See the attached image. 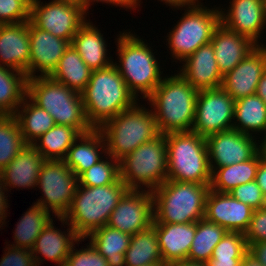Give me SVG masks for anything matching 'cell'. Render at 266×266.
<instances>
[{
    "instance_id": "cell-1",
    "label": "cell",
    "mask_w": 266,
    "mask_h": 266,
    "mask_svg": "<svg viewBox=\"0 0 266 266\" xmlns=\"http://www.w3.org/2000/svg\"><path fill=\"white\" fill-rule=\"evenodd\" d=\"M198 92L180 73L163 76L147 98L160 134L192 131Z\"/></svg>"
},
{
    "instance_id": "cell-2",
    "label": "cell",
    "mask_w": 266,
    "mask_h": 266,
    "mask_svg": "<svg viewBox=\"0 0 266 266\" xmlns=\"http://www.w3.org/2000/svg\"><path fill=\"white\" fill-rule=\"evenodd\" d=\"M81 96L86 119L94 129L138 103L114 64L92 71Z\"/></svg>"
},
{
    "instance_id": "cell-3",
    "label": "cell",
    "mask_w": 266,
    "mask_h": 266,
    "mask_svg": "<svg viewBox=\"0 0 266 266\" xmlns=\"http://www.w3.org/2000/svg\"><path fill=\"white\" fill-rule=\"evenodd\" d=\"M128 190L121 179L105 186L78 185L63 218L80 238H86L93 231L108 224L111 213Z\"/></svg>"
},
{
    "instance_id": "cell-4",
    "label": "cell",
    "mask_w": 266,
    "mask_h": 266,
    "mask_svg": "<svg viewBox=\"0 0 266 266\" xmlns=\"http://www.w3.org/2000/svg\"><path fill=\"white\" fill-rule=\"evenodd\" d=\"M117 37L119 63L113 64L136 99H140L139 94L147 99L163 79V71L160 70L155 52L143 39L130 31L120 32Z\"/></svg>"
},
{
    "instance_id": "cell-5",
    "label": "cell",
    "mask_w": 266,
    "mask_h": 266,
    "mask_svg": "<svg viewBox=\"0 0 266 266\" xmlns=\"http://www.w3.org/2000/svg\"><path fill=\"white\" fill-rule=\"evenodd\" d=\"M27 97L46 110L55 124L76 128L81 134L93 128L86 119L81 93L55 81L50 76L27 79Z\"/></svg>"
},
{
    "instance_id": "cell-6",
    "label": "cell",
    "mask_w": 266,
    "mask_h": 266,
    "mask_svg": "<svg viewBox=\"0 0 266 266\" xmlns=\"http://www.w3.org/2000/svg\"><path fill=\"white\" fill-rule=\"evenodd\" d=\"M164 135L168 159L167 180L210 185L212 172L206 138L192 131Z\"/></svg>"
},
{
    "instance_id": "cell-7",
    "label": "cell",
    "mask_w": 266,
    "mask_h": 266,
    "mask_svg": "<svg viewBox=\"0 0 266 266\" xmlns=\"http://www.w3.org/2000/svg\"><path fill=\"white\" fill-rule=\"evenodd\" d=\"M99 130L105 139L106 154L117 161L160 134L152 109L137 103L108 120Z\"/></svg>"
},
{
    "instance_id": "cell-8",
    "label": "cell",
    "mask_w": 266,
    "mask_h": 266,
    "mask_svg": "<svg viewBox=\"0 0 266 266\" xmlns=\"http://www.w3.org/2000/svg\"><path fill=\"white\" fill-rule=\"evenodd\" d=\"M210 185L166 180L152 191L153 223H192L204 218Z\"/></svg>"
},
{
    "instance_id": "cell-9",
    "label": "cell",
    "mask_w": 266,
    "mask_h": 266,
    "mask_svg": "<svg viewBox=\"0 0 266 266\" xmlns=\"http://www.w3.org/2000/svg\"><path fill=\"white\" fill-rule=\"evenodd\" d=\"M120 179L129 190L153 191L167 180L168 159L164 134L141 144L119 161ZM143 187H142V186Z\"/></svg>"
},
{
    "instance_id": "cell-10",
    "label": "cell",
    "mask_w": 266,
    "mask_h": 266,
    "mask_svg": "<svg viewBox=\"0 0 266 266\" xmlns=\"http://www.w3.org/2000/svg\"><path fill=\"white\" fill-rule=\"evenodd\" d=\"M202 4L184 8L183 16L167 36L171 56L180 62L210 43L215 28L221 23L220 8L209 9Z\"/></svg>"
},
{
    "instance_id": "cell-11",
    "label": "cell",
    "mask_w": 266,
    "mask_h": 266,
    "mask_svg": "<svg viewBox=\"0 0 266 266\" xmlns=\"http://www.w3.org/2000/svg\"><path fill=\"white\" fill-rule=\"evenodd\" d=\"M37 186L43 193L35 204L63 217L68 211L78 186V178L63 160H45Z\"/></svg>"
},
{
    "instance_id": "cell-12",
    "label": "cell",
    "mask_w": 266,
    "mask_h": 266,
    "mask_svg": "<svg viewBox=\"0 0 266 266\" xmlns=\"http://www.w3.org/2000/svg\"><path fill=\"white\" fill-rule=\"evenodd\" d=\"M30 21L37 28L71 43L87 19L81 4L62 0L43 4L41 0H31Z\"/></svg>"
},
{
    "instance_id": "cell-13",
    "label": "cell",
    "mask_w": 266,
    "mask_h": 266,
    "mask_svg": "<svg viewBox=\"0 0 266 266\" xmlns=\"http://www.w3.org/2000/svg\"><path fill=\"white\" fill-rule=\"evenodd\" d=\"M235 100L222 88L200 90L192 132L202 137L233 129Z\"/></svg>"
},
{
    "instance_id": "cell-14",
    "label": "cell",
    "mask_w": 266,
    "mask_h": 266,
    "mask_svg": "<svg viewBox=\"0 0 266 266\" xmlns=\"http://www.w3.org/2000/svg\"><path fill=\"white\" fill-rule=\"evenodd\" d=\"M153 221L152 191L128 190L111 213L107 225L132 236L150 228Z\"/></svg>"
},
{
    "instance_id": "cell-15",
    "label": "cell",
    "mask_w": 266,
    "mask_h": 266,
    "mask_svg": "<svg viewBox=\"0 0 266 266\" xmlns=\"http://www.w3.org/2000/svg\"><path fill=\"white\" fill-rule=\"evenodd\" d=\"M257 138L231 129L206 137L211 172L216 168L242 163L258 153Z\"/></svg>"
},
{
    "instance_id": "cell-16",
    "label": "cell",
    "mask_w": 266,
    "mask_h": 266,
    "mask_svg": "<svg viewBox=\"0 0 266 266\" xmlns=\"http://www.w3.org/2000/svg\"><path fill=\"white\" fill-rule=\"evenodd\" d=\"M254 209L233 198L229 193L209 189L205 200L204 218L229 232L245 233Z\"/></svg>"
},
{
    "instance_id": "cell-17",
    "label": "cell",
    "mask_w": 266,
    "mask_h": 266,
    "mask_svg": "<svg viewBox=\"0 0 266 266\" xmlns=\"http://www.w3.org/2000/svg\"><path fill=\"white\" fill-rule=\"evenodd\" d=\"M265 70L266 45H257L232 71L223 76L221 87L235 101L256 94Z\"/></svg>"
},
{
    "instance_id": "cell-18",
    "label": "cell",
    "mask_w": 266,
    "mask_h": 266,
    "mask_svg": "<svg viewBox=\"0 0 266 266\" xmlns=\"http://www.w3.org/2000/svg\"><path fill=\"white\" fill-rule=\"evenodd\" d=\"M29 36V78L36 77V72H40L39 76H50L70 42L37 28L30 20Z\"/></svg>"
},
{
    "instance_id": "cell-19",
    "label": "cell",
    "mask_w": 266,
    "mask_h": 266,
    "mask_svg": "<svg viewBox=\"0 0 266 266\" xmlns=\"http://www.w3.org/2000/svg\"><path fill=\"white\" fill-rule=\"evenodd\" d=\"M220 22L256 45H263L258 40L266 28L264 0H232L227 11L220 10Z\"/></svg>"
},
{
    "instance_id": "cell-20",
    "label": "cell",
    "mask_w": 266,
    "mask_h": 266,
    "mask_svg": "<svg viewBox=\"0 0 266 266\" xmlns=\"http://www.w3.org/2000/svg\"><path fill=\"white\" fill-rule=\"evenodd\" d=\"M29 21L0 24V66L26 74L29 78Z\"/></svg>"
},
{
    "instance_id": "cell-21",
    "label": "cell",
    "mask_w": 266,
    "mask_h": 266,
    "mask_svg": "<svg viewBox=\"0 0 266 266\" xmlns=\"http://www.w3.org/2000/svg\"><path fill=\"white\" fill-rule=\"evenodd\" d=\"M57 219L61 221L62 224H67L69 228L67 232H62L57 227H54L53 220L47 224L31 249L36 266L41 265L40 263H42L44 259L53 261L58 265L65 262L70 254L72 246L78 244L79 241L82 242L85 240V238H80L76 234L63 217H57ZM37 254H41L44 258L42 259L41 256Z\"/></svg>"
},
{
    "instance_id": "cell-22",
    "label": "cell",
    "mask_w": 266,
    "mask_h": 266,
    "mask_svg": "<svg viewBox=\"0 0 266 266\" xmlns=\"http://www.w3.org/2000/svg\"><path fill=\"white\" fill-rule=\"evenodd\" d=\"M182 62L179 73L196 90L221 87L223 76L219 71L211 42L199 47Z\"/></svg>"
},
{
    "instance_id": "cell-23",
    "label": "cell",
    "mask_w": 266,
    "mask_h": 266,
    "mask_svg": "<svg viewBox=\"0 0 266 266\" xmlns=\"http://www.w3.org/2000/svg\"><path fill=\"white\" fill-rule=\"evenodd\" d=\"M211 44L222 76L232 71L257 46L248 37L229 30L222 23L215 28Z\"/></svg>"
},
{
    "instance_id": "cell-24",
    "label": "cell",
    "mask_w": 266,
    "mask_h": 266,
    "mask_svg": "<svg viewBox=\"0 0 266 266\" xmlns=\"http://www.w3.org/2000/svg\"><path fill=\"white\" fill-rule=\"evenodd\" d=\"M164 265L188 258L196 222L153 223Z\"/></svg>"
},
{
    "instance_id": "cell-25",
    "label": "cell",
    "mask_w": 266,
    "mask_h": 266,
    "mask_svg": "<svg viewBox=\"0 0 266 266\" xmlns=\"http://www.w3.org/2000/svg\"><path fill=\"white\" fill-rule=\"evenodd\" d=\"M45 159L32 144H27L18 155L0 172L4 189L35 188Z\"/></svg>"
},
{
    "instance_id": "cell-26",
    "label": "cell",
    "mask_w": 266,
    "mask_h": 266,
    "mask_svg": "<svg viewBox=\"0 0 266 266\" xmlns=\"http://www.w3.org/2000/svg\"><path fill=\"white\" fill-rule=\"evenodd\" d=\"M92 22L86 21L71 41V45L79 53L86 65L92 70L104 69L112 65L109 58L106 41L100 29Z\"/></svg>"
},
{
    "instance_id": "cell-27",
    "label": "cell",
    "mask_w": 266,
    "mask_h": 266,
    "mask_svg": "<svg viewBox=\"0 0 266 266\" xmlns=\"http://www.w3.org/2000/svg\"><path fill=\"white\" fill-rule=\"evenodd\" d=\"M100 152L104 153L103 156L106 155L105 139L99 129L93 128L91 131L81 134L74 141L63 161L78 178L103 158Z\"/></svg>"
},
{
    "instance_id": "cell-28",
    "label": "cell",
    "mask_w": 266,
    "mask_h": 266,
    "mask_svg": "<svg viewBox=\"0 0 266 266\" xmlns=\"http://www.w3.org/2000/svg\"><path fill=\"white\" fill-rule=\"evenodd\" d=\"M87 238L109 266H125L124 254L130 244V234L105 225L90 233Z\"/></svg>"
},
{
    "instance_id": "cell-29",
    "label": "cell",
    "mask_w": 266,
    "mask_h": 266,
    "mask_svg": "<svg viewBox=\"0 0 266 266\" xmlns=\"http://www.w3.org/2000/svg\"><path fill=\"white\" fill-rule=\"evenodd\" d=\"M92 70L70 44L50 77L81 93L89 83Z\"/></svg>"
},
{
    "instance_id": "cell-30",
    "label": "cell",
    "mask_w": 266,
    "mask_h": 266,
    "mask_svg": "<svg viewBox=\"0 0 266 266\" xmlns=\"http://www.w3.org/2000/svg\"><path fill=\"white\" fill-rule=\"evenodd\" d=\"M233 129L251 136L266 131V104L257 94L235 101Z\"/></svg>"
},
{
    "instance_id": "cell-31",
    "label": "cell",
    "mask_w": 266,
    "mask_h": 266,
    "mask_svg": "<svg viewBox=\"0 0 266 266\" xmlns=\"http://www.w3.org/2000/svg\"><path fill=\"white\" fill-rule=\"evenodd\" d=\"M260 159L261 156L257 153L245 162L216 168L212 172L210 189L219 193H228L241 184L254 181Z\"/></svg>"
},
{
    "instance_id": "cell-32",
    "label": "cell",
    "mask_w": 266,
    "mask_h": 266,
    "mask_svg": "<svg viewBox=\"0 0 266 266\" xmlns=\"http://www.w3.org/2000/svg\"><path fill=\"white\" fill-rule=\"evenodd\" d=\"M124 256L125 266L164 264L155 228L151 226L132 235Z\"/></svg>"
},
{
    "instance_id": "cell-33",
    "label": "cell",
    "mask_w": 266,
    "mask_h": 266,
    "mask_svg": "<svg viewBox=\"0 0 266 266\" xmlns=\"http://www.w3.org/2000/svg\"><path fill=\"white\" fill-rule=\"evenodd\" d=\"M14 116L19 123L26 144H33L55 125L53 117L46 110L34 104L27 96Z\"/></svg>"
},
{
    "instance_id": "cell-34",
    "label": "cell",
    "mask_w": 266,
    "mask_h": 266,
    "mask_svg": "<svg viewBox=\"0 0 266 266\" xmlns=\"http://www.w3.org/2000/svg\"><path fill=\"white\" fill-rule=\"evenodd\" d=\"M80 135L76 128L55 124L32 145L45 160H64L69 148Z\"/></svg>"
},
{
    "instance_id": "cell-35",
    "label": "cell",
    "mask_w": 266,
    "mask_h": 266,
    "mask_svg": "<svg viewBox=\"0 0 266 266\" xmlns=\"http://www.w3.org/2000/svg\"><path fill=\"white\" fill-rule=\"evenodd\" d=\"M25 73L0 66V115H15L27 96Z\"/></svg>"
},
{
    "instance_id": "cell-36",
    "label": "cell",
    "mask_w": 266,
    "mask_h": 266,
    "mask_svg": "<svg viewBox=\"0 0 266 266\" xmlns=\"http://www.w3.org/2000/svg\"><path fill=\"white\" fill-rule=\"evenodd\" d=\"M27 210L16 224L13 232L14 244L10 246L31 250L36 239L53 217L50 211L35 203Z\"/></svg>"
},
{
    "instance_id": "cell-37",
    "label": "cell",
    "mask_w": 266,
    "mask_h": 266,
    "mask_svg": "<svg viewBox=\"0 0 266 266\" xmlns=\"http://www.w3.org/2000/svg\"><path fill=\"white\" fill-rule=\"evenodd\" d=\"M228 231L222 226L200 219L196 222V234L193 238L187 260L207 262L211 257L215 246Z\"/></svg>"
},
{
    "instance_id": "cell-38",
    "label": "cell",
    "mask_w": 266,
    "mask_h": 266,
    "mask_svg": "<svg viewBox=\"0 0 266 266\" xmlns=\"http://www.w3.org/2000/svg\"><path fill=\"white\" fill-rule=\"evenodd\" d=\"M14 115H0V172L26 146Z\"/></svg>"
},
{
    "instance_id": "cell-39",
    "label": "cell",
    "mask_w": 266,
    "mask_h": 266,
    "mask_svg": "<svg viewBox=\"0 0 266 266\" xmlns=\"http://www.w3.org/2000/svg\"><path fill=\"white\" fill-rule=\"evenodd\" d=\"M99 160L78 177V185L86 187L105 186L120 180L119 161L110 155Z\"/></svg>"
},
{
    "instance_id": "cell-40",
    "label": "cell",
    "mask_w": 266,
    "mask_h": 266,
    "mask_svg": "<svg viewBox=\"0 0 266 266\" xmlns=\"http://www.w3.org/2000/svg\"><path fill=\"white\" fill-rule=\"evenodd\" d=\"M248 252L244 233L228 231L215 246L210 259H243Z\"/></svg>"
},
{
    "instance_id": "cell-41",
    "label": "cell",
    "mask_w": 266,
    "mask_h": 266,
    "mask_svg": "<svg viewBox=\"0 0 266 266\" xmlns=\"http://www.w3.org/2000/svg\"><path fill=\"white\" fill-rule=\"evenodd\" d=\"M31 0H0V24H18L30 20Z\"/></svg>"
},
{
    "instance_id": "cell-42",
    "label": "cell",
    "mask_w": 266,
    "mask_h": 266,
    "mask_svg": "<svg viewBox=\"0 0 266 266\" xmlns=\"http://www.w3.org/2000/svg\"><path fill=\"white\" fill-rule=\"evenodd\" d=\"M87 248L80 250L72 246L67 262L70 266H109L107 260L89 242Z\"/></svg>"
},
{
    "instance_id": "cell-43",
    "label": "cell",
    "mask_w": 266,
    "mask_h": 266,
    "mask_svg": "<svg viewBox=\"0 0 266 266\" xmlns=\"http://www.w3.org/2000/svg\"><path fill=\"white\" fill-rule=\"evenodd\" d=\"M228 193L233 198L249 205L254 210L262 209L264 194L255 180L249 183L241 184L233 188Z\"/></svg>"
},
{
    "instance_id": "cell-44",
    "label": "cell",
    "mask_w": 266,
    "mask_h": 266,
    "mask_svg": "<svg viewBox=\"0 0 266 266\" xmlns=\"http://www.w3.org/2000/svg\"><path fill=\"white\" fill-rule=\"evenodd\" d=\"M247 245L266 241V210L253 211L251 221L244 233Z\"/></svg>"
},
{
    "instance_id": "cell-45",
    "label": "cell",
    "mask_w": 266,
    "mask_h": 266,
    "mask_svg": "<svg viewBox=\"0 0 266 266\" xmlns=\"http://www.w3.org/2000/svg\"><path fill=\"white\" fill-rule=\"evenodd\" d=\"M7 246L0 259V266H36L31 250L12 247L10 244Z\"/></svg>"
},
{
    "instance_id": "cell-46",
    "label": "cell",
    "mask_w": 266,
    "mask_h": 266,
    "mask_svg": "<svg viewBox=\"0 0 266 266\" xmlns=\"http://www.w3.org/2000/svg\"><path fill=\"white\" fill-rule=\"evenodd\" d=\"M103 2V3H106V4H112V5H116L117 6H120V7H124V8H127V9H134V8H137L136 5H135V0H81V6L83 8V10L85 11L86 15L88 13V9L90 7V4H94L93 2ZM87 11V12H86Z\"/></svg>"
},
{
    "instance_id": "cell-47",
    "label": "cell",
    "mask_w": 266,
    "mask_h": 266,
    "mask_svg": "<svg viewBox=\"0 0 266 266\" xmlns=\"http://www.w3.org/2000/svg\"><path fill=\"white\" fill-rule=\"evenodd\" d=\"M249 252L264 266H266V241L250 244Z\"/></svg>"
},
{
    "instance_id": "cell-48",
    "label": "cell",
    "mask_w": 266,
    "mask_h": 266,
    "mask_svg": "<svg viewBox=\"0 0 266 266\" xmlns=\"http://www.w3.org/2000/svg\"><path fill=\"white\" fill-rule=\"evenodd\" d=\"M257 185L260 187L263 194H266V160L260 159L259 165L256 172V179Z\"/></svg>"
},
{
    "instance_id": "cell-49",
    "label": "cell",
    "mask_w": 266,
    "mask_h": 266,
    "mask_svg": "<svg viewBox=\"0 0 266 266\" xmlns=\"http://www.w3.org/2000/svg\"><path fill=\"white\" fill-rule=\"evenodd\" d=\"M5 189L1 181L0 177V228L3 227L1 225H5L7 222H5V219L7 217V208L9 207L8 205V196L5 195ZM3 220V221H2ZM2 223V224H1Z\"/></svg>"
},
{
    "instance_id": "cell-50",
    "label": "cell",
    "mask_w": 266,
    "mask_h": 266,
    "mask_svg": "<svg viewBox=\"0 0 266 266\" xmlns=\"http://www.w3.org/2000/svg\"><path fill=\"white\" fill-rule=\"evenodd\" d=\"M160 1H163L165 2L166 5H169L171 7L174 6V9L175 7L177 9H180L185 7V8H188V7H192V6H196V5H199V1L198 0H160ZM141 0H135V5L138 7V5L140 6V3Z\"/></svg>"
},
{
    "instance_id": "cell-51",
    "label": "cell",
    "mask_w": 266,
    "mask_h": 266,
    "mask_svg": "<svg viewBox=\"0 0 266 266\" xmlns=\"http://www.w3.org/2000/svg\"><path fill=\"white\" fill-rule=\"evenodd\" d=\"M242 259H209L207 266H240Z\"/></svg>"
},
{
    "instance_id": "cell-52",
    "label": "cell",
    "mask_w": 266,
    "mask_h": 266,
    "mask_svg": "<svg viewBox=\"0 0 266 266\" xmlns=\"http://www.w3.org/2000/svg\"><path fill=\"white\" fill-rule=\"evenodd\" d=\"M256 94L265 102L266 104V70L263 72L261 79L257 85Z\"/></svg>"
},
{
    "instance_id": "cell-53",
    "label": "cell",
    "mask_w": 266,
    "mask_h": 266,
    "mask_svg": "<svg viewBox=\"0 0 266 266\" xmlns=\"http://www.w3.org/2000/svg\"><path fill=\"white\" fill-rule=\"evenodd\" d=\"M240 266H264L260 263L250 252H248L242 259Z\"/></svg>"
},
{
    "instance_id": "cell-54",
    "label": "cell",
    "mask_w": 266,
    "mask_h": 266,
    "mask_svg": "<svg viewBox=\"0 0 266 266\" xmlns=\"http://www.w3.org/2000/svg\"><path fill=\"white\" fill-rule=\"evenodd\" d=\"M165 266H207L205 262L191 261V260H183L176 261L173 263L166 264Z\"/></svg>"
},
{
    "instance_id": "cell-55",
    "label": "cell",
    "mask_w": 266,
    "mask_h": 266,
    "mask_svg": "<svg viewBox=\"0 0 266 266\" xmlns=\"http://www.w3.org/2000/svg\"><path fill=\"white\" fill-rule=\"evenodd\" d=\"M263 134L265 135L263 140H258V144H260L258 145V154L262 159L266 160V131Z\"/></svg>"
},
{
    "instance_id": "cell-56",
    "label": "cell",
    "mask_w": 266,
    "mask_h": 266,
    "mask_svg": "<svg viewBox=\"0 0 266 266\" xmlns=\"http://www.w3.org/2000/svg\"><path fill=\"white\" fill-rule=\"evenodd\" d=\"M263 210H266V194L264 195V200H263V206H262Z\"/></svg>"
},
{
    "instance_id": "cell-57",
    "label": "cell",
    "mask_w": 266,
    "mask_h": 266,
    "mask_svg": "<svg viewBox=\"0 0 266 266\" xmlns=\"http://www.w3.org/2000/svg\"><path fill=\"white\" fill-rule=\"evenodd\" d=\"M58 266H70V264L67 261H65L63 263H60Z\"/></svg>"
},
{
    "instance_id": "cell-58",
    "label": "cell",
    "mask_w": 266,
    "mask_h": 266,
    "mask_svg": "<svg viewBox=\"0 0 266 266\" xmlns=\"http://www.w3.org/2000/svg\"><path fill=\"white\" fill-rule=\"evenodd\" d=\"M62 1H71V2L81 4V0H62Z\"/></svg>"
},
{
    "instance_id": "cell-59",
    "label": "cell",
    "mask_w": 266,
    "mask_h": 266,
    "mask_svg": "<svg viewBox=\"0 0 266 266\" xmlns=\"http://www.w3.org/2000/svg\"><path fill=\"white\" fill-rule=\"evenodd\" d=\"M264 9H265V17H266V0H264Z\"/></svg>"
},
{
    "instance_id": "cell-60",
    "label": "cell",
    "mask_w": 266,
    "mask_h": 266,
    "mask_svg": "<svg viewBox=\"0 0 266 266\" xmlns=\"http://www.w3.org/2000/svg\"><path fill=\"white\" fill-rule=\"evenodd\" d=\"M147 266H165L164 264H157V265H147Z\"/></svg>"
}]
</instances>
